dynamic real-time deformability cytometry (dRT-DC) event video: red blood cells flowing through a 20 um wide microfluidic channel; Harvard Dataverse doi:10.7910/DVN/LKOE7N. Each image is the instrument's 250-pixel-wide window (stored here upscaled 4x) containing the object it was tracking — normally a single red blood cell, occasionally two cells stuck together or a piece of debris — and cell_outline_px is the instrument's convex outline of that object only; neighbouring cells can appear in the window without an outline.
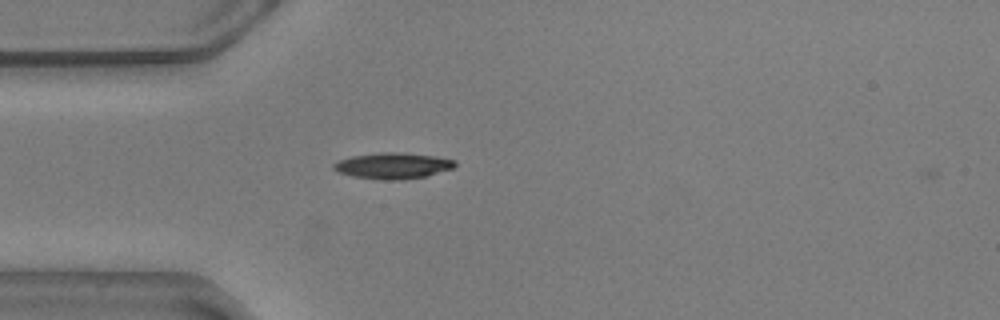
{"species": "common noctule bat (a hibernating species)", "species_latin": "Nyctalus noctula", "temperature_condition": "warm", "stored_images_in_passage": 3, "camera_frame_rate_fps": 3000, "um_per_image_px": 0.085, "animal": {"sex": "male", "body_mass_g": 20.5, "forearm_length_mm": 52.5}, "frame": {"image": 1, "passage_image": 2, "time_ms": 0.333, "image_size_px": [1000, 320], "cell_outline_px": [[456, 164], [452, 168], [428, 176], [400, 180], [384, 180], [352, 176], [340, 172], [332, 168], [332, 164], [340, 160], [352, 156], [380, 152], [396, 152], [436, 156], [456, 160]], "centroid_in_image_um": [33.41, 14.09], "position_along_channel_um": 51.6, "area_um2": 18.38}}